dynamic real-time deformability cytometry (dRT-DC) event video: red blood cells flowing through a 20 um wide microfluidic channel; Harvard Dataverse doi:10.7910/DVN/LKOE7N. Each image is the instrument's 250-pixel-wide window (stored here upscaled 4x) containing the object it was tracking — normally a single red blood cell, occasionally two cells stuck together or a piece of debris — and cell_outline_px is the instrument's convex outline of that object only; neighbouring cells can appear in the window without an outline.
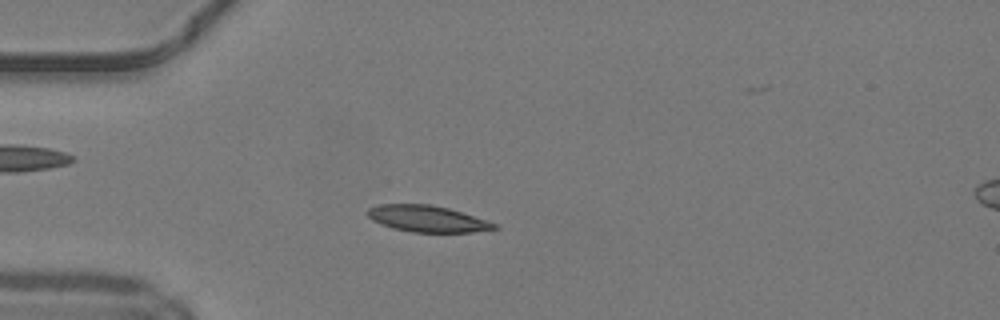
{"species": "common noctule bat (a hibernating species)", "species_latin": "Nyctalus noctula", "temperature_condition": "warm", "stored_images_in_passage": 49, "camera_frame_rate_fps": 3000, "um_per_image_px": 0.085, "animal": {"sex": "male", "body_mass_g": 19.2, "forearm_length_mm": 51.8}, "frame": {"image": 1, "passage_image": 13, "time_ms": 4.0, "image_size_px": [1000, 320], "cell_outline_px": [[500, 228], [472, 232], [412, 232], [392, 228], [380, 224], [372, 220], [368, 216], [368, 208], [380, 204], [432, 204], [448, 208], [488, 220], [496, 224]], "centroid_in_image_um": [36.32, 18.59], "position_along_channel_um": 48.7, "area_um2": 19.54}}
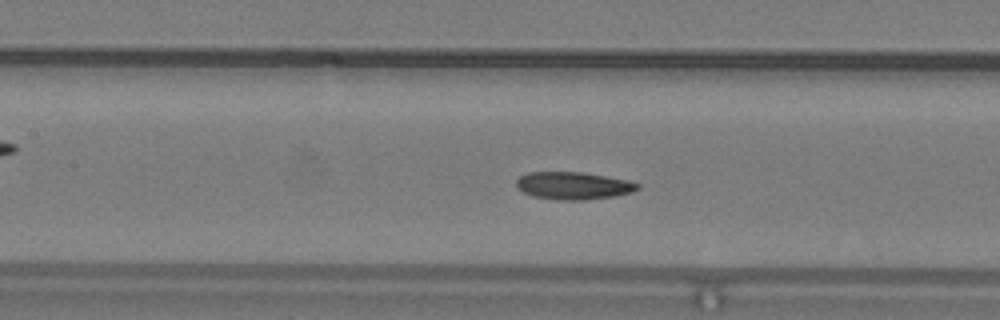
{"frame": {"image": 2, "passage_image": 22, "time_ms": 7.0, "image_size_px": [1000, 320], "cell_outline_px": [[640, 188], [632, 192], [612, 196], [584, 200], [556, 200], [532, 196], [524, 192], [516, 184], [516, 180], [520, 176], [528, 172], [580, 172], [628, 180], [640, 184]], "centroid_in_image_um": [48.73, 15.78], "position_along_channel_um": 158.7, "area_um2": 19.31}}
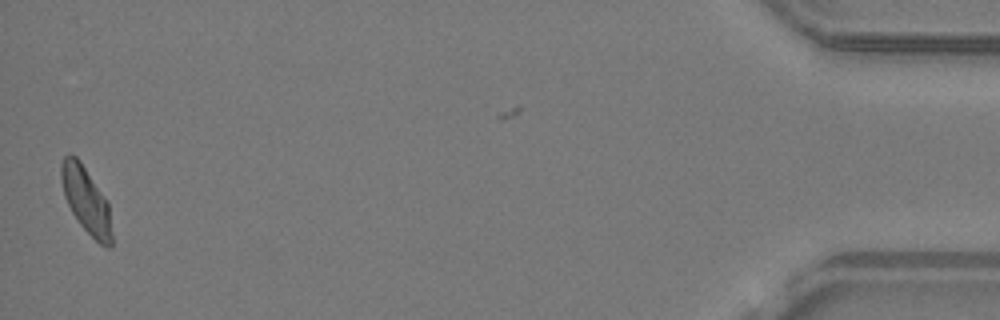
{"frame": {"image": 3, "passage_image": 48, "time_ms": 15.667, "image_size_px": [1000, 320], "cell_outline_px": [[112, 244], [108, 248], [100, 244], [80, 224], [72, 212], [64, 196], [60, 180], [60, 164], [64, 156], [68, 152], [76, 156], [80, 160], [108, 204], [112, 232]], "centroid_in_image_um": [7.28, 16.98], "position_along_channel_um": 427.9, "area_um2": 19.31}, "authors_computed_cell_mechanics": {"area_um2": 19.3052, "velocity_mm_per_s": 4.1802, "shape_relaxation_time_tau1_ms": 2.4808, "shape_relaxation_time_tau2_ms": 1.919, "deformation_change_tau1": 0.1163, "deformation_change_tau2": 0.059}}